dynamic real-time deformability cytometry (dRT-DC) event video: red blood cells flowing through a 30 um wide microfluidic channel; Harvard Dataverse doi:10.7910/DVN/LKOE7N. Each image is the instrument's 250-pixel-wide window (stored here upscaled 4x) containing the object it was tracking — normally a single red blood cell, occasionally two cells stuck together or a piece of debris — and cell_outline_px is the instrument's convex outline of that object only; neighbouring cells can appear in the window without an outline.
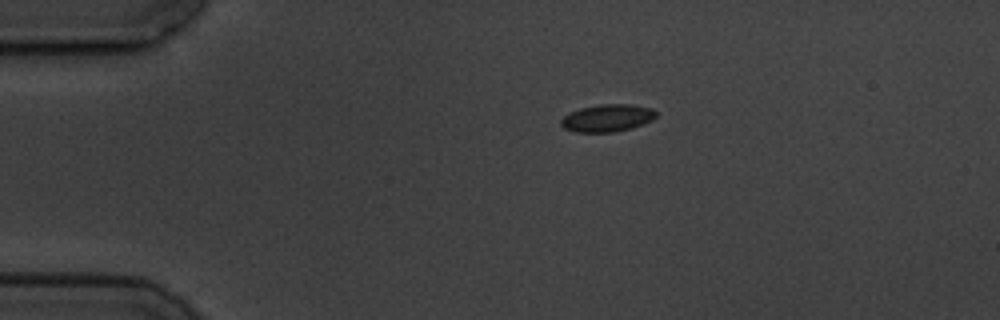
{"species": "common noctule bat (a hibernating species)", "species_latin": "Nyctalus noctula", "temperature_condition": "cold", "stored_images_in_passage": 3, "camera_frame_rate_fps": 3000, "um_per_image_px": 0.085, "animal": {"sex": "male", "body_mass_g": 19.5, "forearm_length_mm": 54.6}, "frame": {"image": 1, "passage_image": 1, "time_ms": 0.0, "image_size_px": [1000, 320], "cell_outline_px": [[656, 116], [652, 120], [644, 124], [632, 128], [612, 132], [576, 132], [564, 128], [560, 124], [560, 120], [564, 116], [580, 108], [600, 104], [632, 104], [652, 108], [656, 112]], "centroid_in_image_um": [51.64, 10.03], "position_along_channel_um": 33.4, "area_um2": 15.2}}